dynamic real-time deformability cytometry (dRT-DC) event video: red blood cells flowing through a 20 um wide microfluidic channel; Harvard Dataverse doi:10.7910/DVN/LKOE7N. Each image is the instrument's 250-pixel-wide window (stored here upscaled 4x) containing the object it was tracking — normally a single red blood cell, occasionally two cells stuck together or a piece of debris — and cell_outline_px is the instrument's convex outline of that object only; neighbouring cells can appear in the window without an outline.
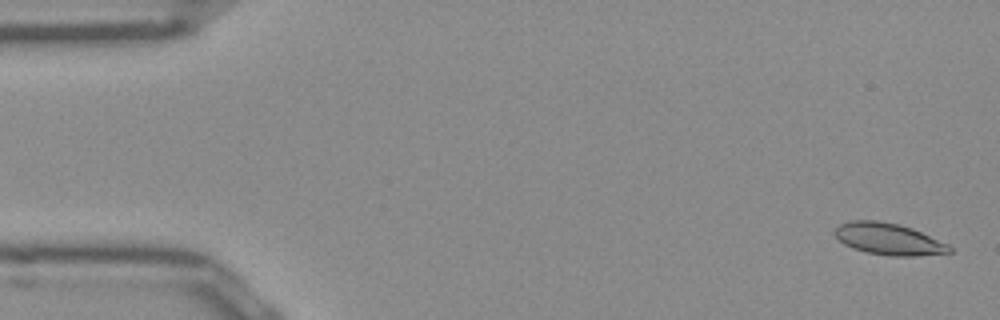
{"species": "Egyptian fruit bat (a non-hibernating species)", "species_latin": "Rousettus aegyptiacus", "temperature_condition": "room temperature", "stored_images_in_passage": 52, "camera_frame_rate_fps": 3000, "um_per_image_px": 0.085, "frame": {"image": 1, "passage_image": 2, "time_ms": 0.333, "image_size_px": [1000, 320], "cell_outline_px": [[952, 252], [916, 256], [892, 256], [868, 252], [852, 248], [844, 244], [836, 236], [836, 228], [840, 224], [852, 220], [880, 220], [900, 224], [912, 228], [948, 244], [952, 248]], "centroid_in_image_um": [75.55, 20.31], "position_along_channel_um": 9.4, "area_um2": 21.04}}
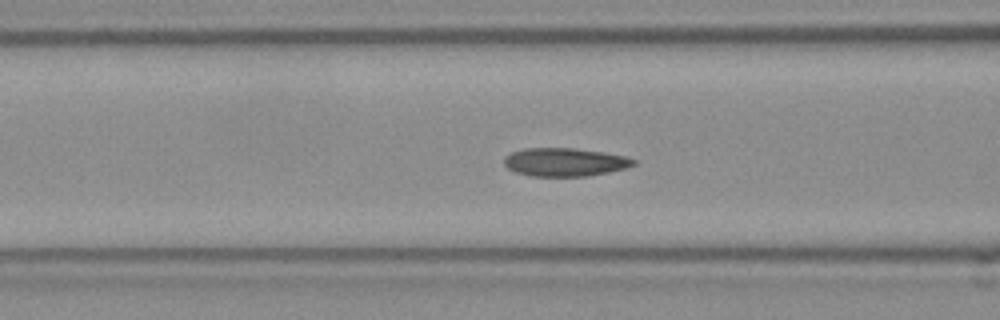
{"frame": {"image": 2, "passage_image": 20, "time_ms": 6.333, "image_size_px": [1000, 320], "cell_outline_px": [[636, 164], [624, 168], [608, 172], [588, 176], [532, 176], [516, 172], [508, 168], [504, 164], [504, 156], [512, 152], [524, 148], [572, 148], [604, 152], [628, 156], [636, 160]], "centroid_in_image_um": [48.02, 13.77], "position_along_channel_um": 118.6, "area_um2": 21.39}}
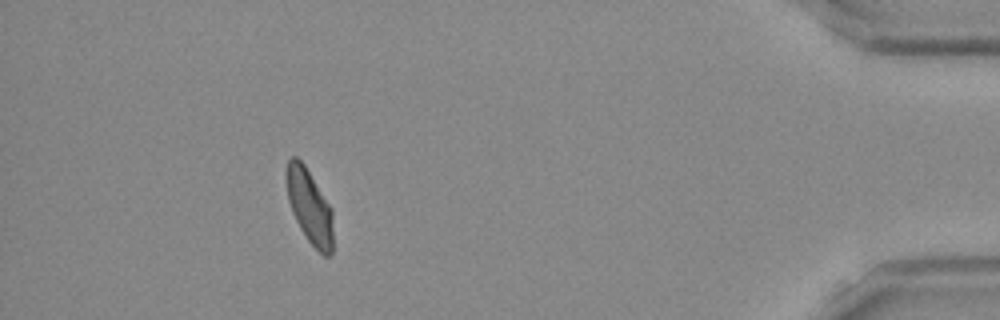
{"frame": {"image": 3, "passage_image": 47, "time_ms": 15.333, "image_size_px": [1000, 320], "cell_outline_px": [[332, 252], [328, 256], [324, 256], [308, 240], [300, 228], [292, 212], [288, 200], [284, 172], [288, 160], [292, 156], [296, 156], [304, 164], [332, 208]], "centroid_in_image_um": [26.28, 17.5], "position_along_channel_um": 408.9, "area_um2": 20.23}, "authors_computed_cell_mechanics": {"area_um2": 21.0103, "velocity_mm_per_s": 3.898, "shape_relaxation_time_tau1_ms": 5.5862, "shape_relaxation_time_tau2_ms": 1.9219, "deformation_change_tau1": 0.1365, "deformation_change_tau2": 0.0558}}